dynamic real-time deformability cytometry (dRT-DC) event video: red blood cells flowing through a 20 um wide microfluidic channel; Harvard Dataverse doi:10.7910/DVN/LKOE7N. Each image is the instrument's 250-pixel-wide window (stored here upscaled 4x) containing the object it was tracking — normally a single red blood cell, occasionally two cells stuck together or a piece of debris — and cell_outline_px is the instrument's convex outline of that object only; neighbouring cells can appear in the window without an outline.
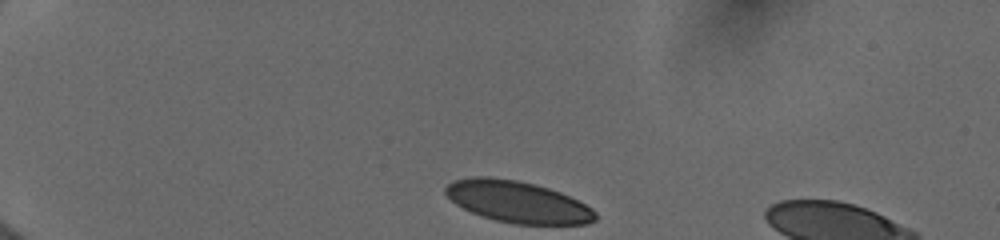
{"species": "human", "species_latin": "Homo sapiens", "temperature_condition": "cold", "stored_images_in_passage": 21, "camera_frame_rate_fps": 3000, "um_per_image_px": 0.085, "donor": {"sex": "female"}, "frame": {"image": 1, "passage_image": 1, "time_ms": 0.0, "image_size_px": [1000, 240], "cell_outline_px": [[596, 220], [588, 224], [512, 224], [480, 216], [456, 204], [444, 192], [444, 188], [452, 180], [472, 176], [488, 176], [516, 180], [536, 184], [560, 192], [592, 208], [596, 212]], "centroid_in_image_um": [43.98, 17.15], "position_along_channel_um": 41.0, "area_um2": 36.36}}
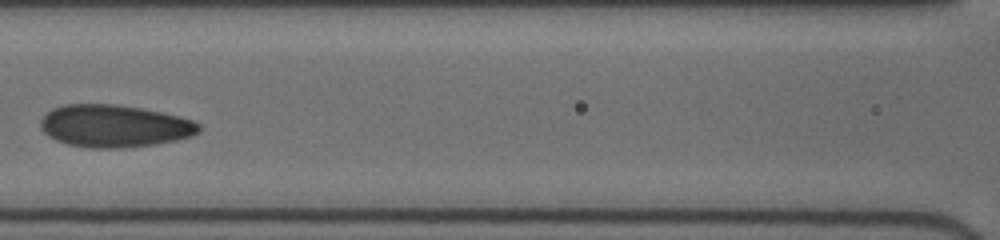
{"frame": {"image": 2, "passage_image": 7, "time_ms": 4.667, "image_size_px": [1000, 240], "cell_outline_px": [[200, 132], [192, 136], [176, 140], [156, 144], [120, 148], [88, 148], [68, 144], [56, 140], [48, 136], [40, 128], [40, 120], [52, 108], [64, 104], [112, 104], [140, 108], [160, 112], [192, 120], [200, 124]], "centroid_in_image_um": [9.7, 10.72], "position_along_channel_um": 156.9, "area_um2": 39.07}}
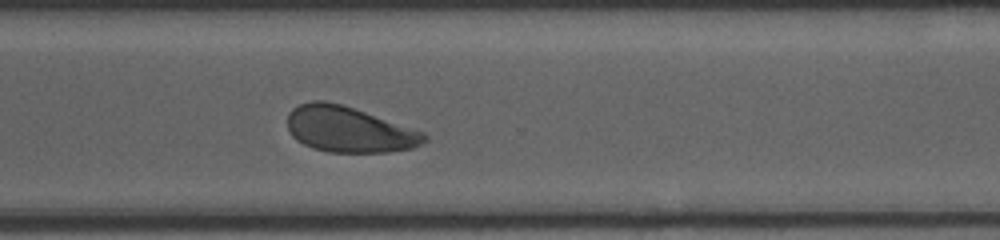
{"frame": {"image": 3, "passage_image": 21, "time_ms": 9.333, "image_size_px": [1000, 240], "cell_outline_px": [[428, 140], [412, 148], [388, 152], [328, 152], [312, 148], [296, 140], [292, 136], [288, 128], [288, 112], [292, 108], [300, 104], [312, 100], [324, 100], [340, 104], [424, 132], [428, 136]], "centroid_in_image_um": [29.63, 11.01], "position_along_channel_um": 341.0, "area_um2": 36.24}}